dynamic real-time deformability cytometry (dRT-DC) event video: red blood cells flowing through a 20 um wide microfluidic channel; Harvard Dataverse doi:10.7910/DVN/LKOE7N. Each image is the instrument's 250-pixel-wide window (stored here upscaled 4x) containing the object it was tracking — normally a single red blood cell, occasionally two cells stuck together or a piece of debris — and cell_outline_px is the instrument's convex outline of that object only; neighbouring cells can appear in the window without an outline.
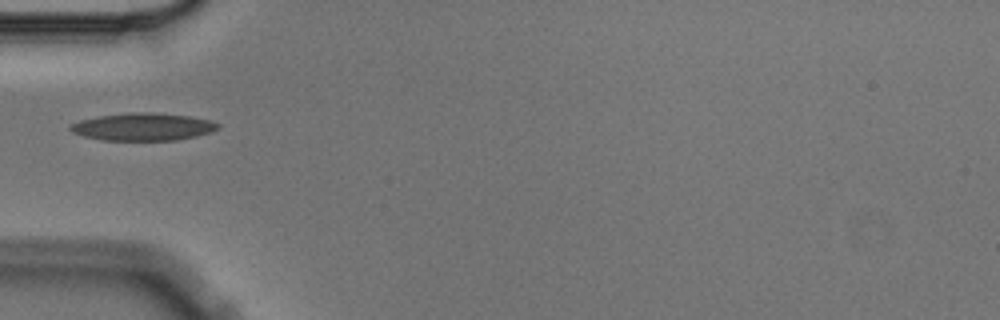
{"species": "Egyptian fruit bat (a non-hibernating species)", "species_latin": "Rousettus aegyptiacus", "temperature_condition": "cold", "stored_images_in_passage": 1, "camera_frame_rate_fps": 3000, "um_per_image_px": 0.085, "animal": {"sex": "male"}, "frame": {"image": 1, "passage_image": 1, "time_ms": 0.0, "image_size_px": [1000, 320], "cell_outline_px": [[220, 128], [212, 132], [196, 136], [176, 140], [100, 140], [84, 136], [72, 132], [68, 128], [68, 124], [80, 120], [100, 116], [136, 112], [152, 112], [188, 116], [212, 120], [220, 124]], "centroid_in_image_um": [12.16, 10.78], "position_along_channel_um": 72.8, "area_um2": 23.76}}